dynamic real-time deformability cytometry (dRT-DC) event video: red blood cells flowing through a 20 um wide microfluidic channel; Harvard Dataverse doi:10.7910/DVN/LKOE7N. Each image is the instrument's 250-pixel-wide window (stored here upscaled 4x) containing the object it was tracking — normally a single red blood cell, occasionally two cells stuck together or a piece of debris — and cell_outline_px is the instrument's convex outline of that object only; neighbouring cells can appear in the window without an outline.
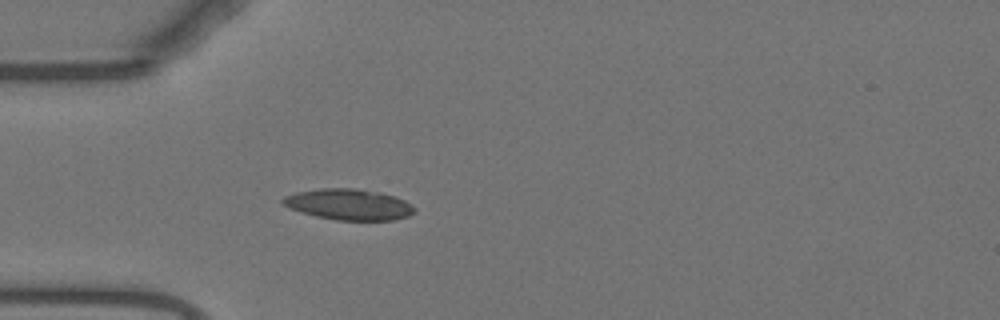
{"species": "Egyptian fruit bat (a non-hibernating species)", "species_latin": "Rousettus aegyptiacus", "temperature_condition": "warm", "stored_images_in_passage": 39, "camera_frame_rate_fps": 3000, "um_per_image_px": 0.085, "animal": {"sex": "female"}, "frame": {"image": 1, "passage_image": 1, "time_ms": 0.0, "image_size_px": [1000, 320], "cell_outline_px": [[416, 212], [408, 216], [392, 220], [336, 220], [316, 216], [300, 212], [288, 208], [280, 200], [284, 196], [296, 192], [320, 188], [356, 188], [380, 192], [404, 200], [416, 208]], "centroid_in_image_um": [29.63, 17.37], "position_along_channel_um": 55.4, "area_um2": 23.81}}
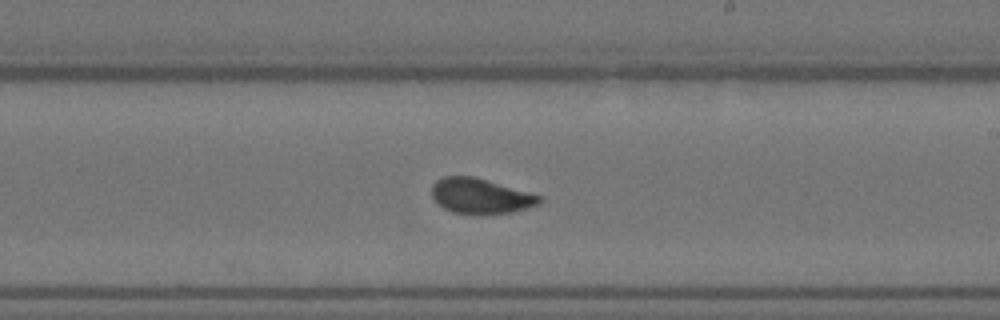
{"frame": {"image": 2, "passage_image": 17, "time_ms": 5.333, "image_size_px": [1000, 320], "cell_outline_px": [[544, 200], [536, 204], [512, 212], [452, 212], [444, 208], [432, 196], [432, 184], [436, 180], [444, 176], [472, 176], [544, 196]], "centroid_in_image_um": [40.84, 16.62], "position_along_channel_um": 248.2, "area_um2": 21.39}}
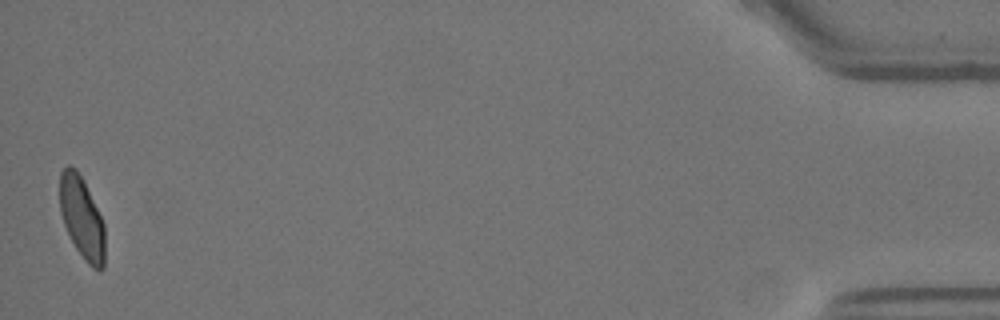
{"frame": {"image": 3, "passage_image": 39, "time_ms": 12.667, "image_size_px": [1000, 320], "cell_outline_px": [[104, 268], [100, 272], [92, 268], [84, 260], [76, 248], [64, 224], [60, 212], [60, 172], [68, 164], [76, 168], [84, 180], [104, 224]], "centroid_in_image_um": [6.96, 18.51], "position_along_channel_um": 428.2, "area_um2": 21.56}, "authors_computed_cell_mechanics": {"area_um2": 22.1952, "velocity_mm_per_s": 3.7229, "shape_relaxation_time_tau1_ms": 9.9789, "shape_relaxation_time_tau2_ms": 0.952, "deformation_change_tau1": 0.2215, "deformation_change_tau2": 0.0708}}